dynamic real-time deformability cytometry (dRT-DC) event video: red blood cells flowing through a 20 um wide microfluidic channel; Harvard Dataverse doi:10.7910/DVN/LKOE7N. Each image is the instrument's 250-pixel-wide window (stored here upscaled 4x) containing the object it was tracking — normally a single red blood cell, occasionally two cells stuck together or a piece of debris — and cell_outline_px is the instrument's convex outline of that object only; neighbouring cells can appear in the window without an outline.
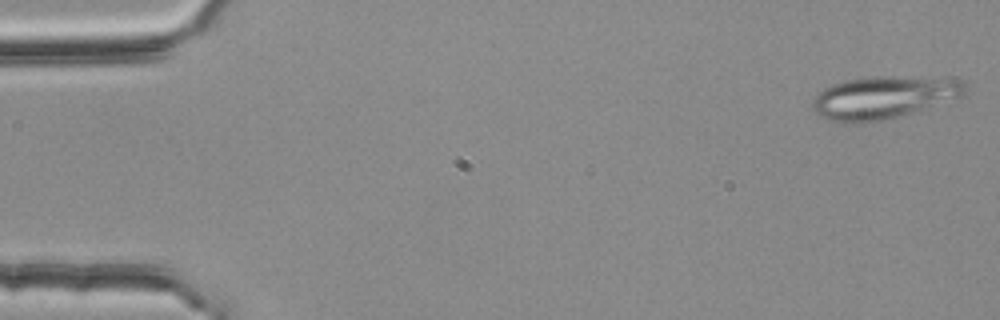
{"species": "common noctule bat (a hibernating species)", "species_latin": "Nyctalus noctula", "temperature_condition": "room temperature", "stored_images_in_passage": 53, "camera_frame_rate_fps": 3000, "um_per_image_px": 0.085, "animal": {"sex": "female", "body_mass_g": 25.1}, "frame": {"image": 1, "passage_image": 1, "time_ms": 0.0, "image_size_px": [1000, 320], "cell_outline_px": [[968, 88], [960, 96], [920, 112], [884, 120], [860, 124], [844, 124], [828, 120], [820, 116], [812, 108], [812, 104], [816, 96], [824, 88], [832, 84], [844, 80], [868, 76], [896, 76], [964, 80]], "centroid_in_image_um": [75.09, 8.31], "position_along_channel_um": 9.9, "area_um2": 38.49}}
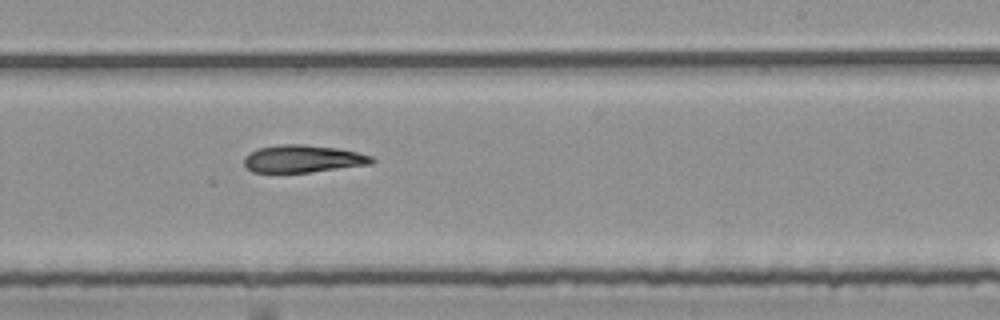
{"frame": {"image": 2, "passage_image": 32, "time_ms": 10.333, "image_size_px": [1000, 320], "cell_outline_px": [[376, 160], [372, 164], [308, 172], [252, 172], [244, 164], [244, 156], [256, 148], [284, 144], [304, 144], [340, 148], [372, 156]], "centroid_in_image_um": [25.75, 13.48], "position_along_channel_um": 263.2, "area_um2": 20.46}}
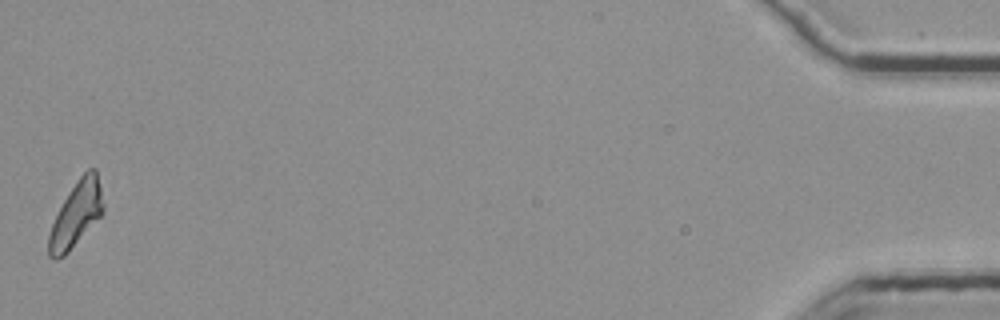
{"frame": {"image": 3, "passage_image": 53, "time_ms": 17.333, "image_size_px": [1000, 320], "cell_outline_px": [[104, 208], [100, 216], [68, 252], [64, 256], [56, 260], [52, 260], [48, 256], [48, 236], [52, 224], [68, 192], [80, 176], [88, 168], [96, 168], [104, 204]], "centroid_in_image_um": [6.46, 18.22], "position_along_channel_um": 428.7, "area_um2": 20.4}}